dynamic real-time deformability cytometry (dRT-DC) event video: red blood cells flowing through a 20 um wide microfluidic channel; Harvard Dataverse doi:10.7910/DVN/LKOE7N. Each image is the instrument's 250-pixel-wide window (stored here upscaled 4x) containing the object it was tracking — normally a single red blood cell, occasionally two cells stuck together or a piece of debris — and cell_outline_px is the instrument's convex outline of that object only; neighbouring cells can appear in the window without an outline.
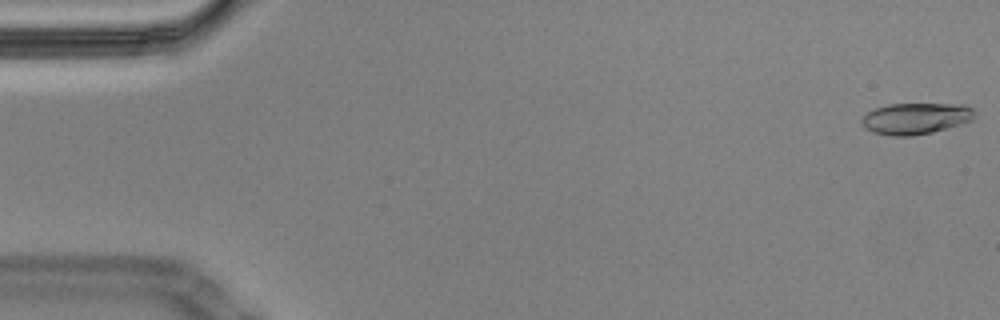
{"species": "Egyptian fruit bat (a non-hibernating species)", "species_latin": "Rousettus aegyptiacus", "temperature_condition": "cold", "stored_images_in_passage": 58, "camera_frame_rate_fps": 3000, "um_per_image_px": 0.085, "animal": {"sex": "male"}, "frame": {"image": 1, "passage_image": 1, "time_ms": 0.0, "image_size_px": [1000, 320], "cell_outline_px": [[972, 120], [960, 124], [932, 132], [912, 136], [892, 136], [872, 132], [864, 128], [860, 124], [860, 120], [872, 108], [888, 104], [964, 104], [972, 108]], "centroid_in_image_um": [77.75, 10.07], "position_along_channel_um": 7.2, "area_um2": 20.63}}
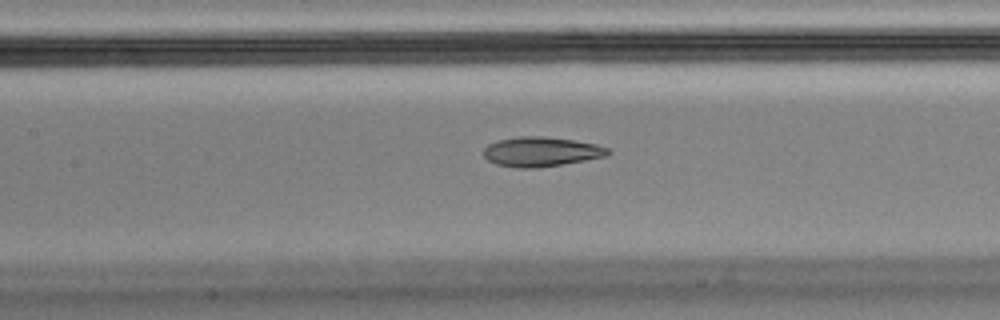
{"frame": {"image": 2, "passage_image": 26, "time_ms": 8.333, "image_size_px": [1000, 320], "cell_outline_px": [[612, 152], [608, 156], [536, 168], [516, 168], [496, 164], [488, 160], [484, 156], [484, 148], [488, 144], [496, 140], [516, 136], [544, 136], [572, 140], [596, 144], [608, 148]], "centroid_in_image_um": [45.97, 12.89], "position_along_channel_um": 161.4, "area_um2": 21.5}}
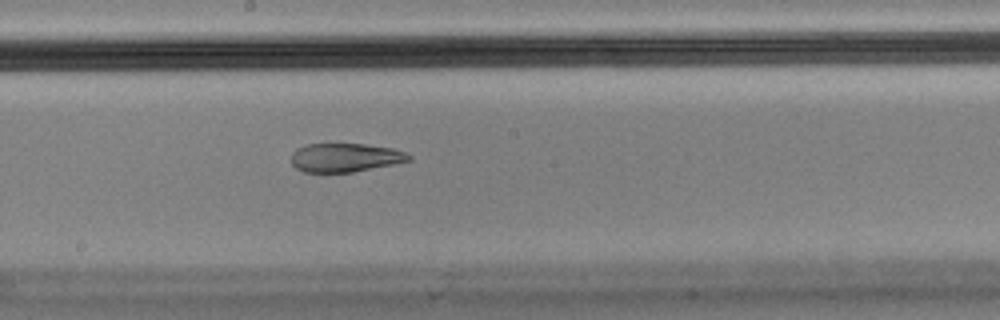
{"frame": {"image": 3, "passage_image": 31, "time_ms": 10.0, "image_size_px": [1000, 320], "cell_outline_px": [[412, 160], [352, 172], [304, 172], [296, 168], [292, 164], [292, 152], [296, 148], [304, 144], [364, 144], [392, 148], [404, 152], [412, 156]], "centroid_in_image_um": [29.31, 13.39], "position_along_channel_um": 218.9, "area_um2": 19.59}, "authors_computed_cell_mechanics": {"area_um2": 21.386, "velocity_mm_per_s": 3.4626, "shape_relaxation_time_tau1_ms": null, "shape_relaxation_time_tau2_ms": 2.2178, "deformation_change_tau1": null, "deformation_change_tau2": 0.0983}}